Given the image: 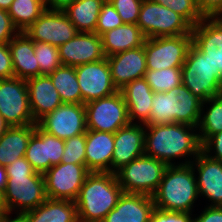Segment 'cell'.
Masks as SVG:
<instances>
[{
    "instance_id": "cell-43",
    "label": "cell",
    "mask_w": 222,
    "mask_h": 222,
    "mask_svg": "<svg viewBox=\"0 0 222 222\" xmlns=\"http://www.w3.org/2000/svg\"><path fill=\"white\" fill-rule=\"evenodd\" d=\"M202 152L211 159L222 161V131L210 136L202 144Z\"/></svg>"
},
{
    "instance_id": "cell-14",
    "label": "cell",
    "mask_w": 222,
    "mask_h": 222,
    "mask_svg": "<svg viewBox=\"0 0 222 222\" xmlns=\"http://www.w3.org/2000/svg\"><path fill=\"white\" fill-rule=\"evenodd\" d=\"M82 104L117 92L113 85L107 58L75 67Z\"/></svg>"
},
{
    "instance_id": "cell-15",
    "label": "cell",
    "mask_w": 222,
    "mask_h": 222,
    "mask_svg": "<svg viewBox=\"0 0 222 222\" xmlns=\"http://www.w3.org/2000/svg\"><path fill=\"white\" fill-rule=\"evenodd\" d=\"M64 147V140L48 134L36 124L24 157L36 172L44 174L61 162Z\"/></svg>"
},
{
    "instance_id": "cell-50",
    "label": "cell",
    "mask_w": 222,
    "mask_h": 222,
    "mask_svg": "<svg viewBox=\"0 0 222 222\" xmlns=\"http://www.w3.org/2000/svg\"><path fill=\"white\" fill-rule=\"evenodd\" d=\"M0 222H25L22 215H17L14 219L10 218V214L0 216Z\"/></svg>"
},
{
    "instance_id": "cell-45",
    "label": "cell",
    "mask_w": 222,
    "mask_h": 222,
    "mask_svg": "<svg viewBox=\"0 0 222 222\" xmlns=\"http://www.w3.org/2000/svg\"><path fill=\"white\" fill-rule=\"evenodd\" d=\"M7 175H43L36 172L29 161L25 158H18L6 166Z\"/></svg>"
},
{
    "instance_id": "cell-54",
    "label": "cell",
    "mask_w": 222,
    "mask_h": 222,
    "mask_svg": "<svg viewBox=\"0 0 222 222\" xmlns=\"http://www.w3.org/2000/svg\"><path fill=\"white\" fill-rule=\"evenodd\" d=\"M219 21L222 22V9L219 11V13L215 16Z\"/></svg>"
},
{
    "instance_id": "cell-31",
    "label": "cell",
    "mask_w": 222,
    "mask_h": 222,
    "mask_svg": "<svg viewBox=\"0 0 222 222\" xmlns=\"http://www.w3.org/2000/svg\"><path fill=\"white\" fill-rule=\"evenodd\" d=\"M49 76L63 103L82 104L75 67L60 65Z\"/></svg>"
},
{
    "instance_id": "cell-5",
    "label": "cell",
    "mask_w": 222,
    "mask_h": 222,
    "mask_svg": "<svg viewBox=\"0 0 222 222\" xmlns=\"http://www.w3.org/2000/svg\"><path fill=\"white\" fill-rule=\"evenodd\" d=\"M181 70L182 84L202 102L222 94V81L215 75L206 55L193 43Z\"/></svg>"
},
{
    "instance_id": "cell-17",
    "label": "cell",
    "mask_w": 222,
    "mask_h": 222,
    "mask_svg": "<svg viewBox=\"0 0 222 222\" xmlns=\"http://www.w3.org/2000/svg\"><path fill=\"white\" fill-rule=\"evenodd\" d=\"M62 65L76 67L105 58L101 36L94 32H78L58 47Z\"/></svg>"
},
{
    "instance_id": "cell-33",
    "label": "cell",
    "mask_w": 222,
    "mask_h": 222,
    "mask_svg": "<svg viewBox=\"0 0 222 222\" xmlns=\"http://www.w3.org/2000/svg\"><path fill=\"white\" fill-rule=\"evenodd\" d=\"M206 104L210 106L207 107ZM204 105H206V112ZM198 131L201 144L210 136L222 131V94L202 102Z\"/></svg>"
},
{
    "instance_id": "cell-12",
    "label": "cell",
    "mask_w": 222,
    "mask_h": 222,
    "mask_svg": "<svg viewBox=\"0 0 222 222\" xmlns=\"http://www.w3.org/2000/svg\"><path fill=\"white\" fill-rule=\"evenodd\" d=\"M37 125L62 140L84 134L87 131L85 105L63 103L41 118Z\"/></svg>"
},
{
    "instance_id": "cell-35",
    "label": "cell",
    "mask_w": 222,
    "mask_h": 222,
    "mask_svg": "<svg viewBox=\"0 0 222 222\" xmlns=\"http://www.w3.org/2000/svg\"><path fill=\"white\" fill-rule=\"evenodd\" d=\"M144 78L154 93L166 92L182 85V70L181 68L147 69Z\"/></svg>"
},
{
    "instance_id": "cell-52",
    "label": "cell",
    "mask_w": 222,
    "mask_h": 222,
    "mask_svg": "<svg viewBox=\"0 0 222 222\" xmlns=\"http://www.w3.org/2000/svg\"><path fill=\"white\" fill-rule=\"evenodd\" d=\"M11 126L5 121L3 116L0 114V137L10 128Z\"/></svg>"
},
{
    "instance_id": "cell-27",
    "label": "cell",
    "mask_w": 222,
    "mask_h": 222,
    "mask_svg": "<svg viewBox=\"0 0 222 222\" xmlns=\"http://www.w3.org/2000/svg\"><path fill=\"white\" fill-rule=\"evenodd\" d=\"M105 57L141 47L145 36L136 24L123 23L101 35Z\"/></svg>"
},
{
    "instance_id": "cell-49",
    "label": "cell",
    "mask_w": 222,
    "mask_h": 222,
    "mask_svg": "<svg viewBox=\"0 0 222 222\" xmlns=\"http://www.w3.org/2000/svg\"><path fill=\"white\" fill-rule=\"evenodd\" d=\"M7 180H8V175L6 172V167L0 165V190H2L3 192L6 189Z\"/></svg>"
},
{
    "instance_id": "cell-21",
    "label": "cell",
    "mask_w": 222,
    "mask_h": 222,
    "mask_svg": "<svg viewBox=\"0 0 222 222\" xmlns=\"http://www.w3.org/2000/svg\"><path fill=\"white\" fill-rule=\"evenodd\" d=\"M154 208L151 196L123 192L115 208L101 222H150Z\"/></svg>"
},
{
    "instance_id": "cell-25",
    "label": "cell",
    "mask_w": 222,
    "mask_h": 222,
    "mask_svg": "<svg viewBox=\"0 0 222 222\" xmlns=\"http://www.w3.org/2000/svg\"><path fill=\"white\" fill-rule=\"evenodd\" d=\"M8 46L15 77L27 80L40 75L39 63L34 55V42L25 32H19Z\"/></svg>"
},
{
    "instance_id": "cell-41",
    "label": "cell",
    "mask_w": 222,
    "mask_h": 222,
    "mask_svg": "<svg viewBox=\"0 0 222 222\" xmlns=\"http://www.w3.org/2000/svg\"><path fill=\"white\" fill-rule=\"evenodd\" d=\"M191 215L189 212H171L154 208L150 222H193Z\"/></svg>"
},
{
    "instance_id": "cell-53",
    "label": "cell",
    "mask_w": 222,
    "mask_h": 222,
    "mask_svg": "<svg viewBox=\"0 0 222 222\" xmlns=\"http://www.w3.org/2000/svg\"><path fill=\"white\" fill-rule=\"evenodd\" d=\"M13 0H0V9L7 10L10 8Z\"/></svg>"
},
{
    "instance_id": "cell-16",
    "label": "cell",
    "mask_w": 222,
    "mask_h": 222,
    "mask_svg": "<svg viewBox=\"0 0 222 222\" xmlns=\"http://www.w3.org/2000/svg\"><path fill=\"white\" fill-rule=\"evenodd\" d=\"M192 43L206 55L215 75L222 81V22L204 17L192 27Z\"/></svg>"
},
{
    "instance_id": "cell-37",
    "label": "cell",
    "mask_w": 222,
    "mask_h": 222,
    "mask_svg": "<svg viewBox=\"0 0 222 222\" xmlns=\"http://www.w3.org/2000/svg\"><path fill=\"white\" fill-rule=\"evenodd\" d=\"M166 6L182 16L192 27L196 26L204 16L199 11L196 0H151Z\"/></svg>"
},
{
    "instance_id": "cell-3",
    "label": "cell",
    "mask_w": 222,
    "mask_h": 222,
    "mask_svg": "<svg viewBox=\"0 0 222 222\" xmlns=\"http://www.w3.org/2000/svg\"><path fill=\"white\" fill-rule=\"evenodd\" d=\"M195 175L191 163L168 166L158 189L152 196L155 208L192 213L193 204L199 197Z\"/></svg>"
},
{
    "instance_id": "cell-8",
    "label": "cell",
    "mask_w": 222,
    "mask_h": 222,
    "mask_svg": "<svg viewBox=\"0 0 222 222\" xmlns=\"http://www.w3.org/2000/svg\"><path fill=\"white\" fill-rule=\"evenodd\" d=\"M84 105L89 130L115 133L130 124L127 104L120 90Z\"/></svg>"
},
{
    "instance_id": "cell-1",
    "label": "cell",
    "mask_w": 222,
    "mask_h": 222,
    "mask_svg": "<svg viewBox=\"0 0 222 222\" xmlns=\"http://www.w3.org/2000/svg\"><path fill=\"white\" fill-rule=\"evenodd\" d=\"M198 127L182 123L145 125L144 154L165 162L168 166L176 165L174 159L186 158L179 165L192 163L202 152ZM148 131V132H147ZM195 132V133H194Z\"/></svg>"
},
{
    "instance_id": "cell-32",
    "label": "cell",
    "mask_w": 222,
    "mask_h": 222,
    "mask_svg": "<svg viewBox=\"0 0 222 222\" xmlns=\"http://www.w3.org/2000/svg\"><path fill=\"white\" fill-rule=\"evenodd\" d=\"M46 10L44 0H13L8 14L14 27L24 32Z\"/></svg>"
},
{
    "instance_id": "cell-40",
    "label": "cell",
    "mask_w": 222,
    "mask_h": 222,
    "mask_svg": "<svg viewBox=\"0 0 222 222\" xmlns=\"http://www.w3.org/2000/svg\"><path fill=\"white\" fill-rule=\"evenodd\" d=\"M123 23L137 24L143 0H108Z\"/></svg>"
},
{
    "instance_id": "cell-9",
    "label": "cell",
    "mask_w": 222,
    "mask_h": 222,
    "mask_svg": "<svg viewBox=\"0 0 222 222\" xmlns=\"http://www.w3.org/2000/svg\"><path fill=\"white\" fill-rule=\"evenodd\" d=\"M4 199L9 214L17 210L16 215H23L37 208L47 199L43 175H8Z\"/></svg>"
},
{
    "instance_id": "cell-44",
    "label": "cell",
    "mask_w": 222,
    "mask_h": 222,
    "mask_svg": "<svg viewBox=\"0 0 222 222\" xmlns=\"http://www.w3.org/2000/svg\"><path fill=\"white\" fill-rule=\"evenodd\" d=\"M15 77L8 44H0V79Z\"/></svg>"
},
{
    "instance_id": "cell-51",
    "label": "cell",
    "mask_w": 222,
    "mask_h": 222,
    "mask_svg": "<svg viewBox=\"0 0 222 222\" xmlns=\"http://www.w3.org/2000/svg\"><path fill=\"white\" fill-rule=\"evenodd\" d=\"M7 214L9 213L4 199V192L0 190V216H4Z\"/></svg>"
},
{
    "instance_id": "cell-29",
    "label": "cell",
    "mask_w": 222,
    "mask_h": 222,
    "mask_svg": "<svg viewBox=\"0 0 222 222\" xmlns=\"http://www.w3.org/2000/svg\"><path fill=\"white\" fill-rule=\"evenodd\" d=\"M106 0H76L63 12L79 32H95L98 16Z\"/></svg>"
},
{
    "instance_id": "cell-34",
    "label": "cell",
    "mask_w": 222,
    "mask_h": 222,
    "mask_svg": "<svg viewBox=\"0 0 222 222\" xmlns=\"http://www.w3.org/2000/svg\"><path fill=\"white\" fill-rule=\"evenodd\" d=\"M178 123L198 127L201 115L202 101L195 97L183 84L179 86Z\"/></svg>"
},
{
    "instance_id": "cell-2",
    "label": "cell",
    "mask_w": 222,
    "mask_h": 222,
    "mask_svg": "<svg viewBox=\"0 0 222 222\" xmlns=\"http://www.w3.org/2000/svg\"><path fill=\"white\" fill-rule=\"evenodd\" d=\"M123 193L115 174L90 172L74 201L79 222H101Z\"/></svg>"
},
{
    "instance_id": "cell-23",
    "label": "cell",
    "mask_w": 222,
    "mask_h": 222,
    "mask_svg": "<svg viewBox=\"0 0 222 222\" xmlns=\"http://www.w3.org/2000/svg\"><path fill=\"white\" fill-rule=\"evenodd\" d=\"M114 151V133L86 131L85 162L90 172H111Z\"/></svg>"
},
{
    "instance_id": "cell-39",
    "label": "cell",
    "mask_w": 222,
    "mask_h": 222,
    "mask_svg": "<svg viewBox=\"0 0 222 222\" xmlns=\"http://www.w3.org/2000/svg\"><path fill=\"white\" fill-rule=\"evenodd\" d=\"M122 24L123 22L121 20V17L119 16L115 8L111 5V3L106 0L105 3L102 5L100 14L98 16V23L94 33L101 36L107 31L119 27Z\"/></svg>"
},
{
    "instance_id": "cell-47",
    "label": "cell",
    "mask_w": 222,
    "mask_h": 222,
    "mask_svg": "<svg viewBox=\"0 0 222 222\" xmlns=\"http://www.w3.org/2000/svg\"><path fill=\"white\" fill-rule=\"evenodd\" d=\"M193 222H222V207L207 206Z\"/></svg>"
},
{
    "instance_id": "cell-22",
    "label": "cell",
    "mask_w": 222,
    "mask_h": 222,
    "mask_svg": "<svg viewBox=\"0 0 222 222\" xmlns=\"http://www.w3.org/2000/svg\"><path fill=\"white\" fill-rule=\"evenodd\" d=\"M26 84L31 112L36 123L63 104L49 75L29 78Z\"/></svg>"
},
{
    "instance_id": "cell-6",
    "label": "cell",
    "mask_w": 222,
    "mask_h": 222,
    "mask_svg": "<svg viewBox=\"0 0 222 222\" xmlns=\"http://www.w3.org/2000/svg\"><path fill=\"white\" fill-rule=\"evenodd\" d=\"M136 25L146 39L192 32V26L182 16L151 0H143Z\"/></svg>"
},
{
    "instance_id": "cell-30",
    "label": "cell",
    "mask_w": 222,
    "mask_h": 222,
    "mask_svg": "<svg viewBox=\"0 0 222 222\" xmlns=\"http://www.w3.org/2000/svg\"><path fill=\"white\" fill-rule=\"evenodd\" d=\"M178 92L179 86L166 92L154 93L147 125L178 123L179 100L176 97L179 94Z\"/></svg>"
},
{
    "instance_id": "cell-24",
    "label": "cell",
    "mask_w": 222,
    "mask_h": 222,
    "mask_svg": "<svg viewBox=\"0 0 222 222\" xmlns=\"http://www.w3.org/2000/svg\"><path fill=\"white\" fill-rule=\"evenodd\" d=\"M120 92L127 104L130 123L147 125L154 92L145 78L142 77L127 83L120 89ZM135 120L137 121L134 122Z\"/></svg>"
},
{
    "instance_id": "cell-10",
    "label": "cell",
    "mask_w": 222,
    "mask_h": 222,
    "mask_svg": "<svg viewBox=\"0 0 222 222\" xmlns=\"http://www.w3.org/2000/svg\"><path fill=\"white\" fill-rule=\"evenodd\" d=\"M0 114L11 127L37 124L31 112L25 79H0Z\"/></svg>"
},
{
    "instance_id": "cell-42",
    "label": "cell",
    "mask_w": 222,
    "mask_h": 222,
    "mask_svg": "<svg viewBox=\"0 0 222 222\" xmlns=\"http://www.w3.org/2000/svg\"><path fill=\"white\" fill-rule=\"evenodd\" d=\"M18 33L8 11L0 9V44H8Z\"/></svg>"
},
{
    "instance_id": "cell-20",
    "label": "cell",
    "mask_w": 222,
    "mask_h": 222,
    "mask_svg": "<svg viewBox=\"0 0 222 222\" xmlns=\"http://www.w3.org/2000/svg\"><path fill=\"white\" fill-rule=\"evenodd\" d=\"M191 164L194 172H198L195 176H198L199 196L212 201L209 206L222 207V161L211 159L201 152Z\"/></svg>"
},
{
    "instance_id": "cell-19",
    "label": "cell",
    "mask_w": 222,
    "mask_h": 222,
    "mask_svg": "<svg viewBox=\"0 0 222 222\" xmlns=\"http://www.w3.org/2000/svg\"><path fill=\"white\" fill-rule=\"evenodd\" d=\"M106 58L112 83L117 90H120L135 79L144 77L147 71L144 45L110 55Z\"/></svg>"
},
{
    "instance_id": "cell-26",
    "label": "cell",
    "mask_w": 222,
    "mask_h": 222,
    "mask_svg": "<svg viewBox=\"0 0 222 222\" xmlns=\"http://www.w3.org/2000/svg\"><path fill=\"white\" fill-rule=\"evenodd\" d=\"M22 216L25 222H79L76 204L70 200L47 198Z\"/></svg>"
},
{
    "instance_id": "cell-38",
    "label": "cell",
    "mask_w": 222,
    "mask_h": 222,
    "mask_svg": "<svg viewBox=\"0 0 222 222\" xmlns=\"http://www.w3.org/2000/svg\"><path fill=\"white\" fill-rule=\"evenodd\" d=\"M64 143L65 147L60 163H73L86 166V133L68 138L64 140Z\"/></svg>"
},
{
    "instance_id": "cell-4",
    "label": "cell",
    "mask_w": 222,
    "mask_h": 222,
    "mask_svg": "<svg viewBox=\"0 0 222 222\" xmlns=\"http://www.w3.org/2000/svg\"><path fill=\"white\" fill-rule=\"evenodd\" d=\"M168 165L153 157L142 155L115 173L125 193L153 196Z\"/></svg>"
},
{
    "instance_id": "cell-13",
    "label": "cell",
    "mask_w": 222,
    "mask_h": 222,
    "mask_svg": "<svg viewBox=\"0 0 222 222\" xmlns=\"http://www.w3.org/2000/svg\"><path fill=\"white\" fill-rule=\"evenodd\" d=\"M24 32L33 42L60 47L79 31L63 11L46 9Z\"/></svg>"
},
{
    "instance_id": "cell-18",
    "label": "cell",
    "mask_w": 222,
    "mask_h": 222,
    "mask_svg": "<svg viewBox=\"0 0 222 222\" xmlns=\"http://www.w3.org/2000/svg\"><path fill=\"white\" fill-rule=\"evenodd\" d=\"M145 132V125L130 123L114 133L111 173L115 174L132 160L144 155Z\"/></svg>"
},
{
    "instance_id": "cell-28",
    "label": "cell",
    "mask_w": 222,
    "mask_h": 222,
    "mask_svg": "<svg viewBox=\"0 0 222 222\" xmlns=\"http://www.w3.org/2000/svg\"><path fill=\"white\" fill-rule=\"evenodd\" d=\"M36 124L12 126L0 137V165L8 166L25 156L28 142Z\"/></svg>"
},
{
    "instance_id": "cell-7",
    "label": "cell",
    "mask_w": 222,
    "mask_h": 222,
    "mask_svg": "<svg viewBox=\"0 0 222 222\" xmlns=\"http://www.w3.org/2000/svg\"><path fill=\"white\" fill-rule=\"evenodd\" d=\"M143 45L147 69L181 68L192 45V35L147 38Z\"/></svg>"
},
{
    "instance_id": "cell-46",
    "label": "cell",
    "mask_w": 222,
    "mask_h": 222,
    "mask_svg": "<svg viewBox=\"0 0 222 222\" xmlns=\"http://www.w3.org/2000/svg\"><path fill=\"white\" fill-rule=\"evenodd\" d=\"M196 3L204 17H215L222 9V0H196Z\"/></svg>"
},
{
    "instance_id": "cell-11",
    "label": "cell",
    "mask_w": 222,
    "mask_h": 222,
    "mask_svg": "<svg viewBox=\"0 0 222 222\" xmlns=\"http://www.w3.org/2000/svg\"><path fill=\"white\" fill-rule=\"evenodd\" d=\"M90 171L85 165L59 163L43 174L47 198L75 201Z\"/></svg>"
},
{
    "instance_id": "cell-48",
    "label": "cell",
    "mask_w": 222,
    "mask_h": 222,
    "mask_svg": "<svg viewBox=\"0 0 222 222\" xmlns=\"http://www.w3.org/2000/svg\"><path fill=\"white\" fill-rule=\"evenodd\" d=\"M46 9L64 11L76 0H44Z\"/></svg>"
},
{
    "instance_id": "cell-36",
    "label": "cell",
    "mask_w": 222,
    "mask_h": 222,
    "mask_svg": "<svg viewBox=\"0 0 222 222\" xmlns=\"http://www.w3.org/2000/svg\"><path fill=\"white\" fill-rule=\"evenodd\" d=\"M34 55L39 63L40 75H49L62 65L58 47L49 43L34 42Z\"/></svg>"
}]
</instances>
